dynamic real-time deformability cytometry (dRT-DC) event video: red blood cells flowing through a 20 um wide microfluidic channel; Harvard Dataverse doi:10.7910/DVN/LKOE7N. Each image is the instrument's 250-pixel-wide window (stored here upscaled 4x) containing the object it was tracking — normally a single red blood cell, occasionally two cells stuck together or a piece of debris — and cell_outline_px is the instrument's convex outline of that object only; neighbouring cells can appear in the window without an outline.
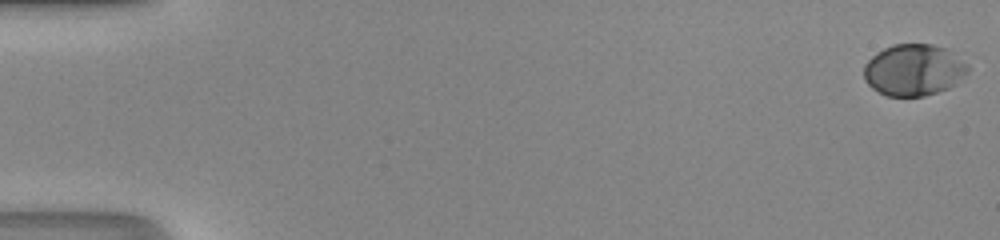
{"species": "human", "species_latin": "Homo sapiens", "temperature_condition": "room temperature", "stored_images_in_passage": 52, "camera_frame_rate_fps": 3000, "um_per_image_px": 0.085, "donor": {"sex": "male"}, "frame": {"image": 1, "passage_image": 1, "time_ms": 0.0, "image_size_px": [1000, 240], "cell_outline_px": [[968, 72], [948, 88], [924, 96], [888, 96], [872, 88], [864, 80], [864, 64], [876, 52], [892, 44], [932, 44], [944, 48], [968, 64]], "centroid_in_image_um": [77.62, 5.94], "position_along_channel_um": 7.4, "area_um2": 30.98}}
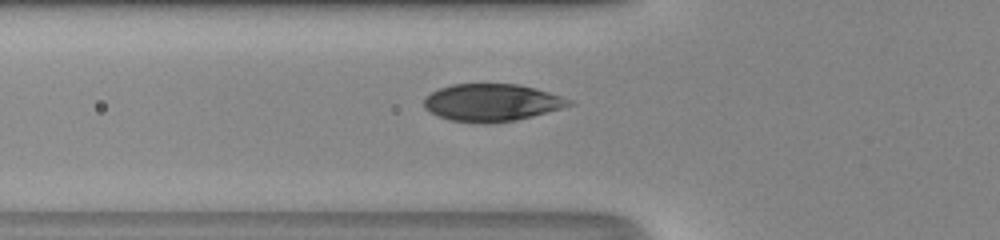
{"frame": {"image": 2, "passage_image": 20, "time_ms": 6.333, "image_size_px": [1000, 240], "cell_outline_px": [[576, 104], [532, 116], [516, 120], [484, 124], [452, 120], [436, 116], [424, 108], [424, 96], [440, 88], [452, 84], [520, 84], [536, 88], [572, 100]], "centroid_in_image_um": [41.79, 8.72], "position_along_channel_um": 84.0, "area_um2": 31.67}}
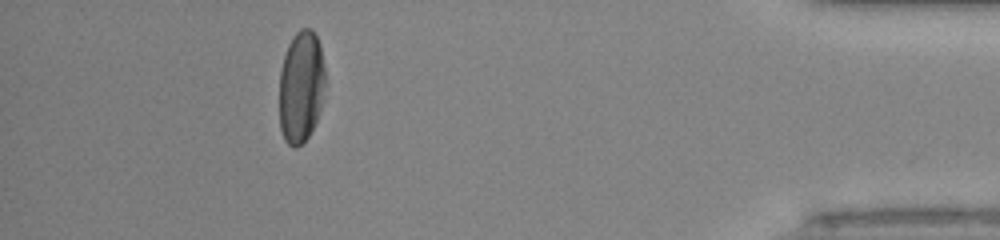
{"frame": {"image": 3, "passage_image": 47, "time_ms": 15.333, "image_size_px": [1000, 240], "cell_outline_px": [[324, 100], [316, 120], [308, 136], [296, 148], [292, 148], [284, 140], [280, 128], [280, 72], [284, 56], [288, 44], [292, 36], [300, 28], [312, 28], [320, 44], [324, 68]], "centroid_in_image_um": [25.59, 7.36], "position_along_channel_um": 409.6, "area_um2": 30.11}, "authors_computed_cell_mechanics": {"area_um2": 31.8189, "velocity_mm_per_s": 4.1951, "shape_relaxation_time_tau1_ms": 3.1532, "shape_relaxation_time_tau2_ms": null, "deformation_change_tau1": 0.1685, "deformation_change_tau2": null}}